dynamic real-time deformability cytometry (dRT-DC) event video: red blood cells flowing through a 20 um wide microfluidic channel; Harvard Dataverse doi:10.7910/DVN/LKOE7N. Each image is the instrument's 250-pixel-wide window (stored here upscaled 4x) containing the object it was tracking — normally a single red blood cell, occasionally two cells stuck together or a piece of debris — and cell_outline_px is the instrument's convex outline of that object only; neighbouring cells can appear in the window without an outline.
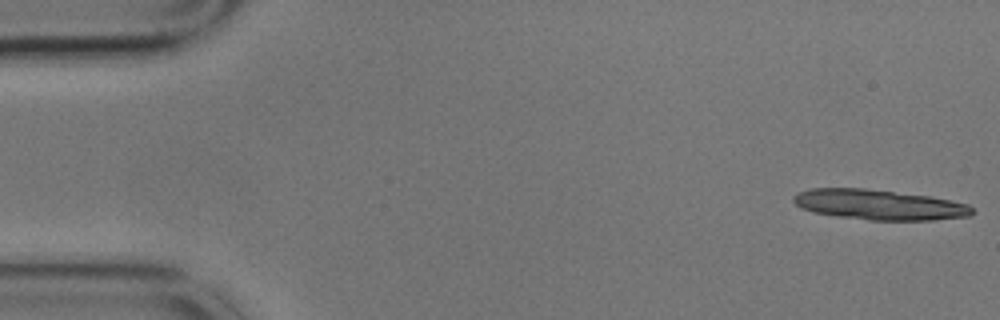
{"species": "common noctule bat (a hibernating species)", "species_latin": "Nyctalus noctula", "temperature_condition": "cold", "stored_images_in_passage": 15, "camera_frame_rate_fps": 3000, "um_per_image_px": 0.085, "animal": {"sex": "male", "body_mass_g": 17.9}, "frame": {"image": 1, "passage_image": 1, "time_ms": 0.0, "image_size_px": [1000, 320], "cell_outline_px": [[972, 216], [932, 220], [868, 220], [836, 216], [812, 212], [796, 204], [792, 200], [792, 196], [808, 188], [864, 188], [932, 196], [968, 204], [972, 208]], "centroid_in_image_um": [74.73, 17.4], "position_along_channel_um": 10.3, "area_um2": 31.56}}